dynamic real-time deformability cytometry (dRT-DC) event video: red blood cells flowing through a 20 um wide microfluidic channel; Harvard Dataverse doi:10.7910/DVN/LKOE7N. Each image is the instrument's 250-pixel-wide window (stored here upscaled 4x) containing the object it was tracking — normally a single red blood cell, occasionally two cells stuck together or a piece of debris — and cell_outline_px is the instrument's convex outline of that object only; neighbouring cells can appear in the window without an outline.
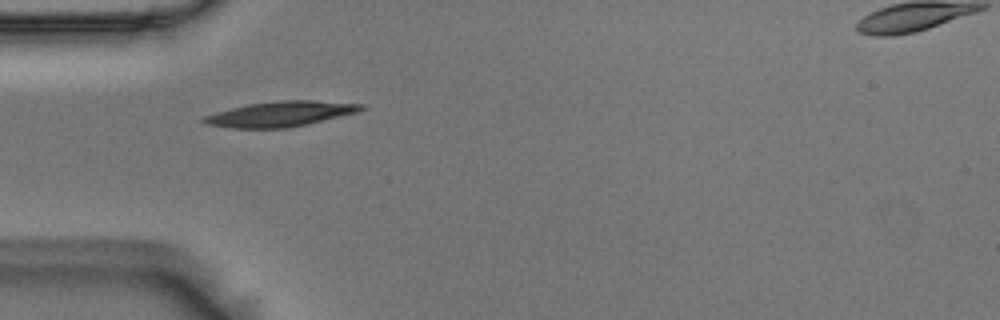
{"species": "Egyptian fruit bat (a non-hibernating species)", "species_latin": "Rousettus aegyptiacus", "temperature_condition": "room temperature", "stored_images_in_passage": 9, "camera_frame_rate_fps": 3000, "um_per_image_px": 0.085, "animal": {"sex": "male"}, "frame": {"image": 1, "passage_image": 3, "time_ms": 0.667, "image_size_px": [1000, 320], "cell_outline_px": [[364, 108], [360, 112], [308, 124], [284, 128], [232, 128], [204, 124], [200, 120], [204, 116], [216, 112], [248, 104], [280, 100], [312, 100], [364, 104]], "centroid_in_image_um": [23.85, 9.69], "position_along_channel_um": 61.1, "area_um2": 23.18}}
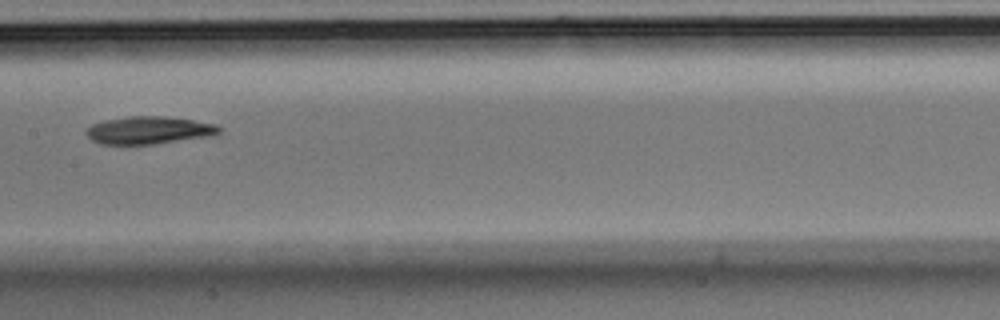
{"frame": {"image": 2, "passage_image": 6, "time_ms": 1.667, "image_size_px": [1000, 320], "cell_outline_px": [[220, 132], [212, 136], [152, 144], [100, 144], [92, 140], [84, 132], [92, 124], [104, 120], [128, 116], [164, 116], [192, 120], [216, 124], [220, 128]], "centroid_in_image_um": [12.64, 11.06], "position_along_channel_um": 194.8, "area_um2": 21.33}}
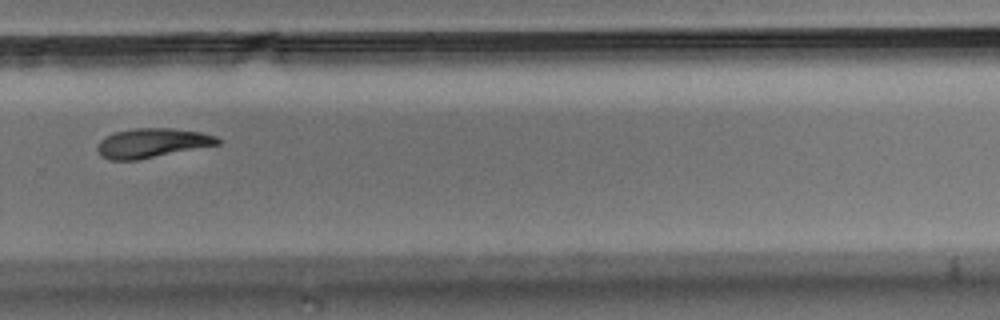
{"frame": {"image": 3, "passage_image": 9, "time_ms": 2.667, "image_size_px": [1000, 320], "cell_outline_px": [[220, 144], [136, 160], [108, 160], [100, 156], [96, 148], [100, 140], [104, 136], [116, 132], [132, 128], [172, 128], [200, 132], [216, 136], [220, 140]], "centroid_in_image_um": [12.88, 12.15], "position_along_channel_um": 316.9, "area_um2": 20.58}}